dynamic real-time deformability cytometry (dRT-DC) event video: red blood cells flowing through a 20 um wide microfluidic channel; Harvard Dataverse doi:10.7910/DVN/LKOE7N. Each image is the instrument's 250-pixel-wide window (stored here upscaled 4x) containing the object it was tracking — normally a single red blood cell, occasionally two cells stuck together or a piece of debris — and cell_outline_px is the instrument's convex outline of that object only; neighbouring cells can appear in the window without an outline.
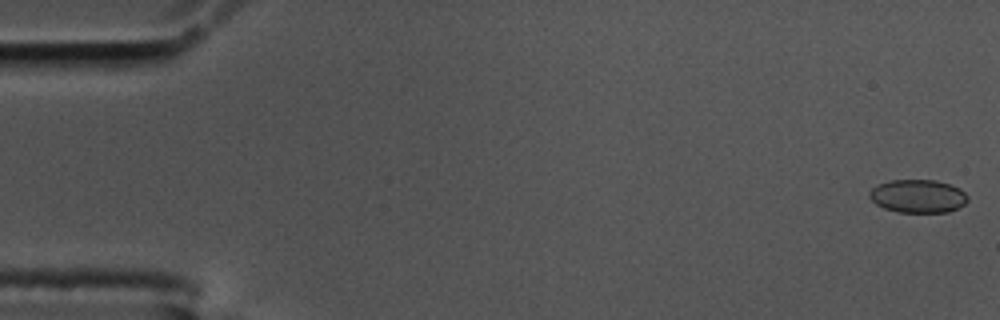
{"species": "common noctule bat (a hibernating species)", "species_latin": "Nyctalus noctula", "temperature_condition": "cold", "stored_images_in_passage": 38, "camera_frame_rate_fps": 3000, "um_per_image_px": 0.085, "animal": {"sex": "male", "body_mass_g": 17.5, "forearm_length_mm": 52.3}, "frame": {"image": 1, "passage_image": 1, "time_ms": 0.0, "image_size_px": [1000, 320], "cell_outline_px": [[968, 200], [964, 204], [948, 212], [896, 212], [884, 208], [876, 204], [868, 196], [868, 192], [872, 188], [880, 184], [892, 180], [936, 180], [960, 188], [968, 196]], "centroid_in_image_um": [78.02, 16.67], "position_along_channel_um": 7.0, "area_um2": 18.96}}
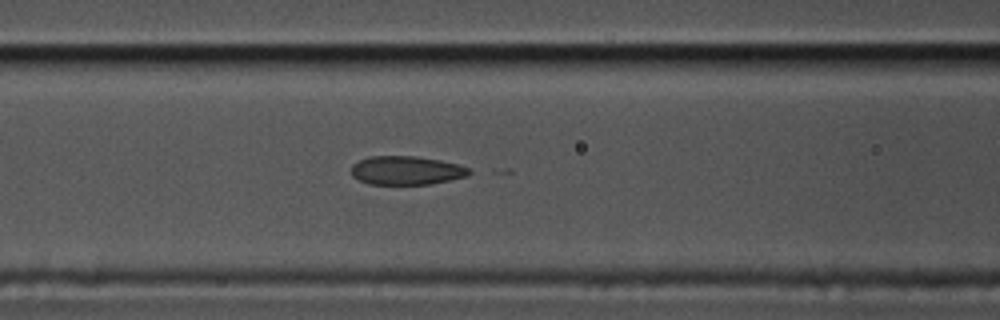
{"frame": {"image": 2, "passage_image": 24, "time_ms": 7.667, "image_size_px": [1000, 320], "cell_outline_px": [[476, 172], [468, 176], [428, 184], [368, 184], [352, 176], [352, 164], [360, 160], [372, 156], [416, 156], [440, 160], [456, 164], [468, 168]], "centroid_in_image_um": [34.56, 14.48], "position_along_channel_um": 132.0, "area_um2": 19.65}}
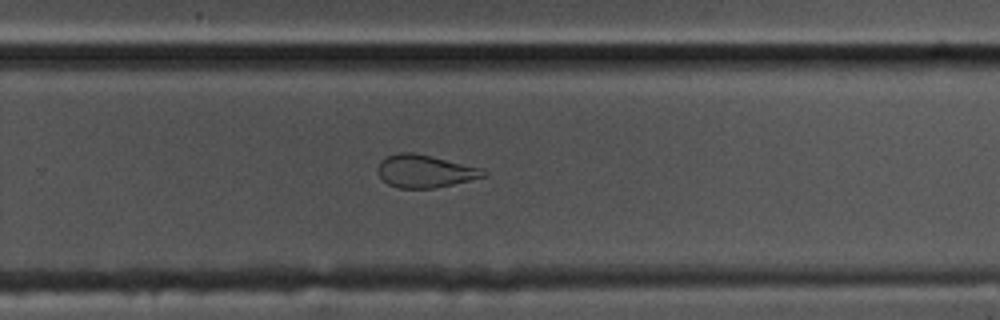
{"frame": {"image": 3, "passage_image": 38, "time_ms": 12.333, "image_size_px": [1000, 320], "cell_outline_px": [[488, 172], [484, 176], [452, 184], [432, 188], [396, 188], [388, 184], [380, 176], [376, 168], [380, 160], [388, 156], [400, 152], [412, 152], [432, 156], [480, 168]], "centroid_in_image_um": [36.06, 14.54], "position_along_channel_um": 293.7, "area_um2": 19.88}}